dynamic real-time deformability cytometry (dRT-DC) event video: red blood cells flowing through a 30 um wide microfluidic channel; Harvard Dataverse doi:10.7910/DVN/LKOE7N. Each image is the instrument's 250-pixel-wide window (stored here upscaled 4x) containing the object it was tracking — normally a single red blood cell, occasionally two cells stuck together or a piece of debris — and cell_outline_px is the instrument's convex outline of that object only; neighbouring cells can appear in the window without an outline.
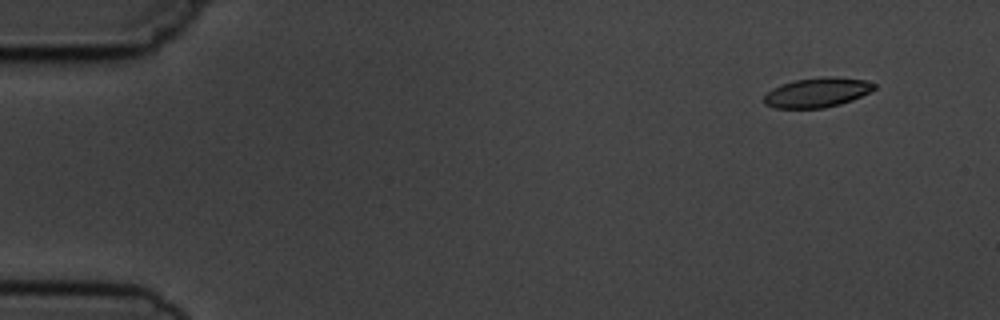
{"species": "common noctule bat (a hibernating species)", "species_latin": "Nyctalus noctula", "temperature_condition": "cold", "stored_images_in_passage": 7, "camera_frame_rate_fps": 3000, "um_per_image_px": 0.085, "animal": {"sex": "male", "body_mass_g": 19.5, "forearm_length_mm": 54.6}, "frame": {"image": 1, "passage_image": 2, "time_ms": 1.0, "image_size_px": [1000, 320], "cell_outline_px": [[876, 88], [852, 100], [840, 104], [824, 108], [776, 108], [764, 104], [764, 96], [772, 88], [796, 80], [824, 76], [832, 76], [864, 80], [876, 84]], "centroid_in_image_um": [69.46, 7.86], "position_along_channel_um": 15.5, "area_um2": 18.84}}
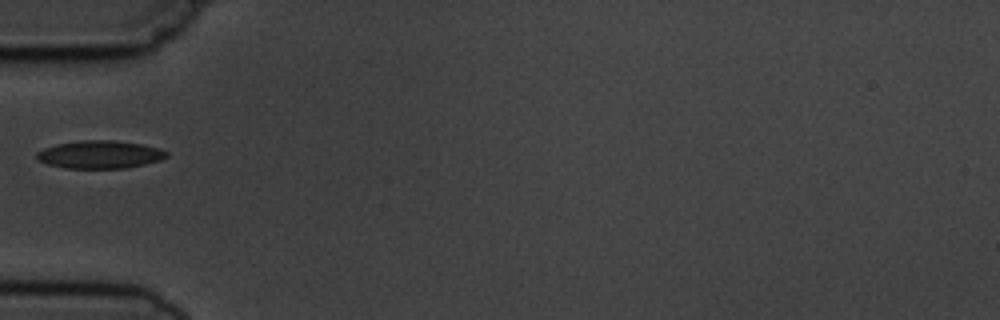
{"frame": {"image": 2, "passage_image": 6, "time_ms": 5.667, "image_size_px": [1000, 320], "cell_outline_px": [[168, 156], [160, 160], [144, 164], [124, 168], [64, 168], [48, 164], [40, 160], [36, 156], [36, 152], [44, 148], [56, 144], [80, 140], [116, 140], [140, 144], [160, 148], [168, 152]], "centroid_in_image_um": [8.49, 13.12], "position_along_channel_um": 76.5, "area_um2": 21.04}}
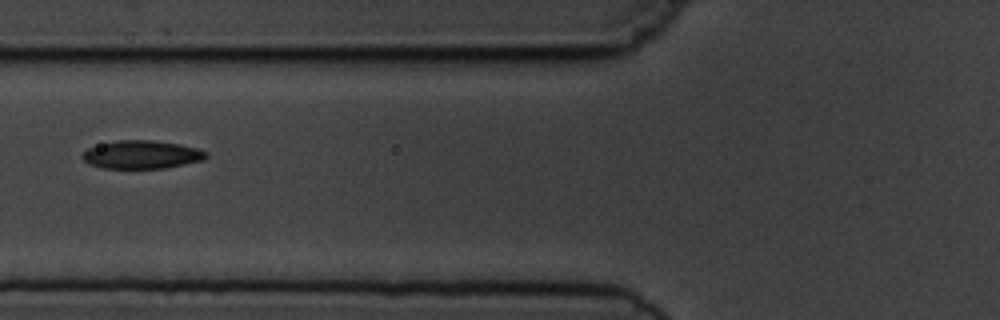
{"frame": {"image": 3, "passage_image": 7, "time_ms": 6.667, "image_size_px": [1000, 320], "cell_outline_px": [[208, 156], [204, 160], [164, 168], [104, 168], [88, 164], [80, 156], [88, 148], [100, 144], [116, 140], [152, 140], [180, 144], [196, 148], [208, 152]], "centroid_in_image_um": [12.04, 13.14], "position_along_channel_um": 113.8, "area_um2": 20.35}}